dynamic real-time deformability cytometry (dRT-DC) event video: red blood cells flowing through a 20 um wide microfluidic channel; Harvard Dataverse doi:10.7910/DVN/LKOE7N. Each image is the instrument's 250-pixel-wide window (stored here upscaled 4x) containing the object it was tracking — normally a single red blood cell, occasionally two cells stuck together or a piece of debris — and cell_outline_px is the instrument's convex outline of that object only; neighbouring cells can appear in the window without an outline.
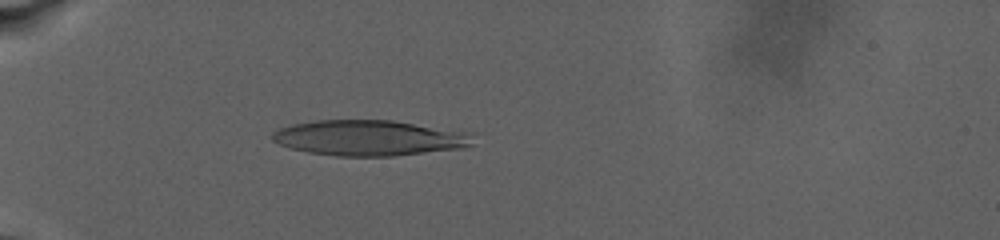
{"species": "human", "species_latin": "Homo sapiens", "temperature_condition": "warm", "stored_images_in_passage": 74, "camera_frame_rate_fps": 3000, "um_per_image_px": 0.085, "donor": {"sex": "male"}, "frame": {"image": 1, "passage_image": 21, "time_ms": 9.667, "image_size_px": [1000, 240], "cell_outline_px": [[472, 144], [460, 148], [392, 156], [336, 156], [308, 152], [292, 148], [280, 144], [272, 140], [272, 132], [280, 128], [292, 124], [316, 120], [392, 120], [472, 132]], "centroid_in_image_um": [31.39, 11.71], "position_along_channel_um": 53.6, "area_um2": 41.5}}
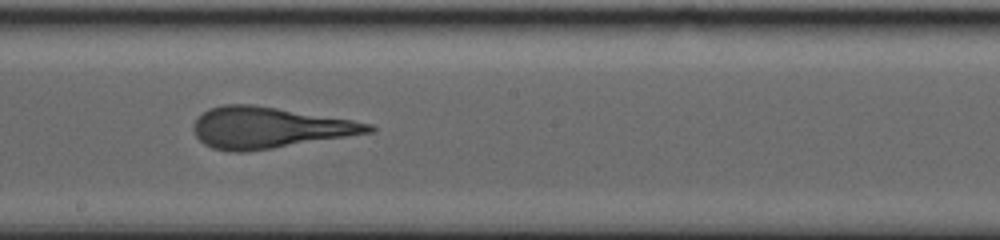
{"frame": {"image": 2, "passage_image": 43, "time_ms": 18.0, "image_size_px": [1000, 240], "cell_outline_px": [[376, 128], [372, 132], [248, 152], [232, 152], [212, 148], [204, 144], [196, 136], [192, 128], [192, 124], [208, 108], [224, 104], [256, 104], [352, 120], [372, 124]], "centroid_in_image_um": [22.83, 10.84], "position_along_channel_um": 225.4, "area_um2": 41.91}}
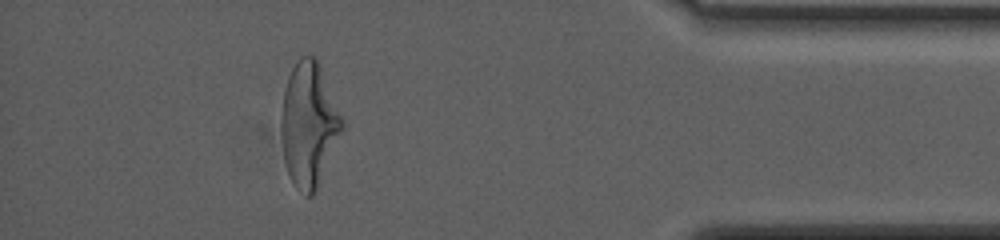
{"frame": {"image": 3, "passage_image": 67, "time_ms": 27.0, "image_size_px": [1000, 240], "cell_outline_px": [[344, 128], [316, 188], [312, 196], [304, 196], [296, 188], [288, 172], [284, 160], [280, 132], [280, 112], [284, 92], [288, 76], [292, 68], [300, 56], [316, 56], [344, 120]], "centroid_in_image_um": [26.23, 10.56], "position_along_channel_um": 409.0, "area_um2": 44.04}}